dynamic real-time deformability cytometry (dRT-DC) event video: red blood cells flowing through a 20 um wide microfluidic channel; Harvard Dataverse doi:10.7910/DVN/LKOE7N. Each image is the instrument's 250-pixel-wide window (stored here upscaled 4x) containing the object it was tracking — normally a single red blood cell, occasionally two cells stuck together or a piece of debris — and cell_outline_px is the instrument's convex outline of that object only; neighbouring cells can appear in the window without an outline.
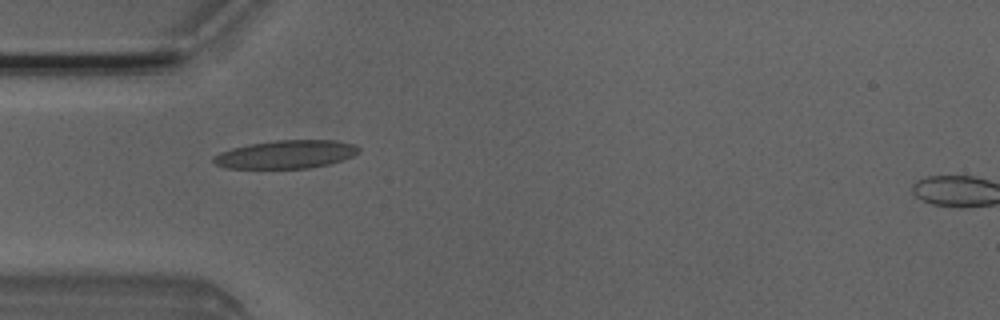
{"species": "Egyptian fruit bat (a non-hibernating species)", "species_latin": "Rousettus aegyptiacus", "temperature_condition": "room temperature", "stored_images_in_passage": 6, "camera_frame_rate_fps": 3000, "um_per_image_px": 0.085, "animal": {"sex": "male"}, "frame": {"image": 1, "passage_image": 5, "time_ms": 1.333, "image_size_px": [1000, 320], "cell_outline_px": [[360, 152], [352, 156], [328, 164], [308, 168], [224, 168], [216, 164], [212, 160], [212, 156], [220, 152], [232, 148], [248, 144], [276, 140], [336, 140], [356, 144], [360, 148]], "centroid_in_image_um": [24.3, 13.11], "position_along_channel_um": 60.7, "area_um2": 23.93}}